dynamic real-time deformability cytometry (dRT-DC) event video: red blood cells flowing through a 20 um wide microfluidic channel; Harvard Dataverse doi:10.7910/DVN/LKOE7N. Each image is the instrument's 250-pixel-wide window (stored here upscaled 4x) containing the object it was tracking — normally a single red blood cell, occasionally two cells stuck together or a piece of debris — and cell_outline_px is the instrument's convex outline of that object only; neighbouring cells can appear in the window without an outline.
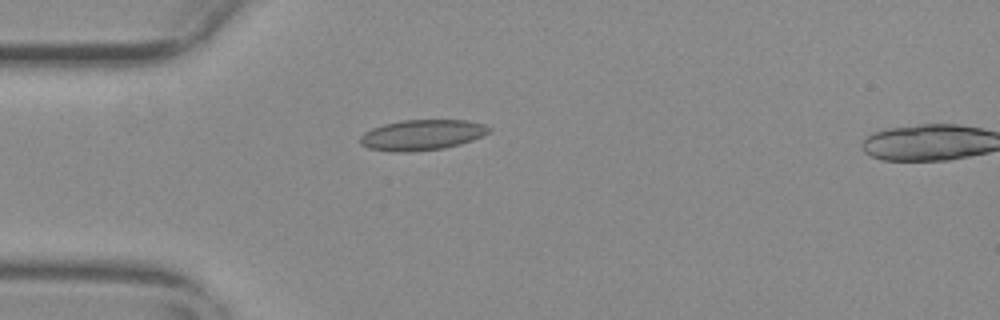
{"species": "common noctule bat (a hibernating species)", "species_latin": "Nyctalus noctula", "temperature_condition": "warm", "stored_images_in_passage": 44, "camera_frame_rate_fps": 3000, "um_per_image_px": 0.085, "animal": {"sex": "female", "body_mass_g": 29.2, "forearm_length_mm": 56.3}, "frame": {"image": 1, "passage_image": 3, "time_ms": 0.667, "image_size_px": [1000, 320], "cell_outline_px": [[492, 128], [488, 132], [472, 140], [460, 144], [444, 148], [408, 152], [392, 152], [368, 148], [360, 144], [360, 136], [364, 132], [372, 128], [384, 124], [400, 120], [468, 120], [484, 124]], "centroid_in_image_um": [35.84, 11.47], "position_along_channel_um": 49.2, "area_um2": 22.95}}
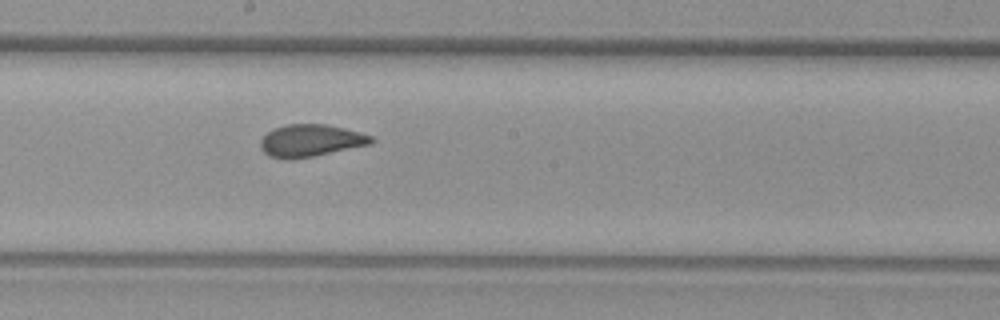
{"frame": {"image": 2, "passage_image": 18, "time_ms": 5.667, "image_size_px": [1000, 320], "cell_outline_px": [[376, 140], [372, 144], [292, 160], [284, 160], [268, 156], [260, 148], [260, 140], [268, 132], [276, 128], [288, 124], [324, 124], [344, 128], [372, 136]], "centroid_in_image_um": [26.39, 11.96], "position_along_channel_um": 221.8, "area_um2": 20.81}}
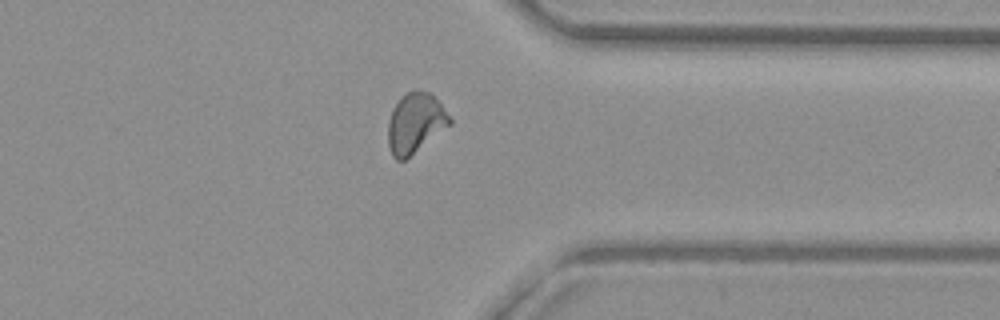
{"frame": {"image": 3, "passage_image": 31, "time_ms": 10.0, "image_size_px": [1000, 320], "cell_outline_px": [[452, 124], [404, 160], [396, 160], [392, 156], [388, 148], [388, 120], [392, 108], [400, 96], [416, 88], [420, 88], [432, 92], [452, 120]], "centroid_in_image_um": [35.28, 10.42], "position_along_channel_um": 376.1, "area_um2": 21.96}, "authors_computed_cell_mechanics": {"area_um2": 20.9525, "velocity_mm_per_s": 3.6954, "shape_relaxation_time_tau1_ms": 10.023, "shape_relaxation_time_tau2_ms": 0.9026, "deformation_change_tau1": 0.2129, "deformation_change_tau2": 0.0752}}